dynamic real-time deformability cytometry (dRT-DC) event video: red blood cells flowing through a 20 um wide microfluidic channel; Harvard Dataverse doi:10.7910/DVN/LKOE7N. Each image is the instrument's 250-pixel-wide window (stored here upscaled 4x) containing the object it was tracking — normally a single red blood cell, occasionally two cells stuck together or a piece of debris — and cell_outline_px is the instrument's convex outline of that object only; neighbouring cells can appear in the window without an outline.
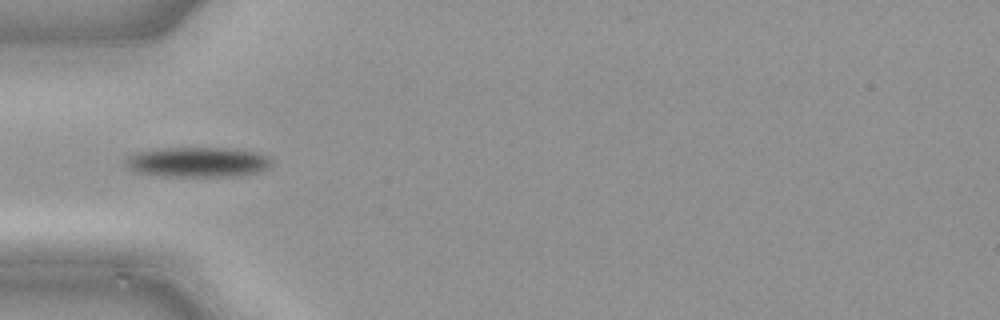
{"species": "common noctule bat (a hibernating species)", "species_latin": "Nyctalus noctula", "temperature_condition": "cold", "stored_images_in_passage": 36, "camera_frame_rate_fps": 3000, "um_per_image_px": 0.085, "animal": {"sex": "male", "body_mass_g": 21.5, "forearm_length_mm": 52.0}, "frame": {"image": 1, "passage_image": 6, "time_ms": 1.667, "image_size_px": [1000, 320], "cell_outline_px": [[272, 164], [268, 168], [260, 172], [236, 176], [164, 176], [132, 172], [124, 164], [124, 160], [128, 156], [136, 152], [168, 148], [228, 148], [256, 152], [268, 156], [272, 160]], "centroid_in_image_um": [16.79, 13.78], "position_along_channel_um": 68.2, "area_um2": 25.72}}